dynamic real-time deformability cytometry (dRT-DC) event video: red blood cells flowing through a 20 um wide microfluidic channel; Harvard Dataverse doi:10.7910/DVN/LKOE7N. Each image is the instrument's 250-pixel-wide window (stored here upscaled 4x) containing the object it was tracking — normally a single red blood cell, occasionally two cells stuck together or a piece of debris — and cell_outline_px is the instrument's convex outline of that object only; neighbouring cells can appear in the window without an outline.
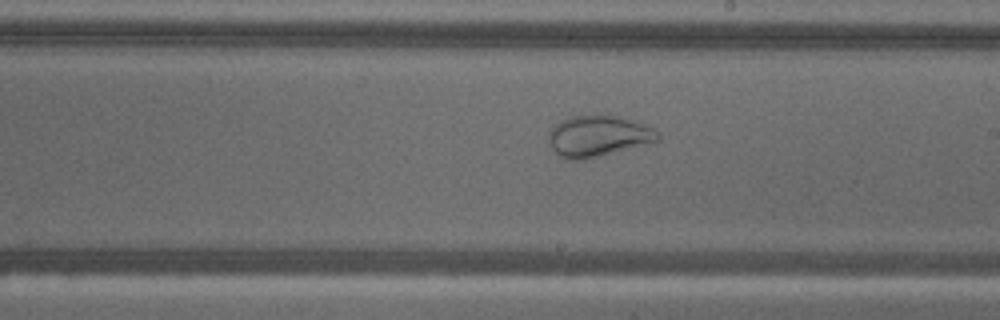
{"species": "common noctule bat (a hibernating species)", "species_latin": "Nyctalus noctula", "temperature_condition": "warm", "stored_images_in_passage": 56, "camera_frame_rate_fps": 3000, "um_per_image_px": 0.085, "animal": {"sex": "male", "body_mass_g": 18.8}, "frame": {"image": 1, "passage_image": 32, "time_ms": 10.333, "image_size_px": [1000, 320], "cell_outline_px": [[660, 140], [584, 160], [572, 160], [560, 156], [552, 148], [548, 140], [548, 132], [552, 124], [568, 116], [592, 112], [620, 116], [656, 128], [660, 132]], "centroid_in_image_um": [50.82, 11.51], "position_along_channel_um": 238.2, "area_um2": 26.99}}
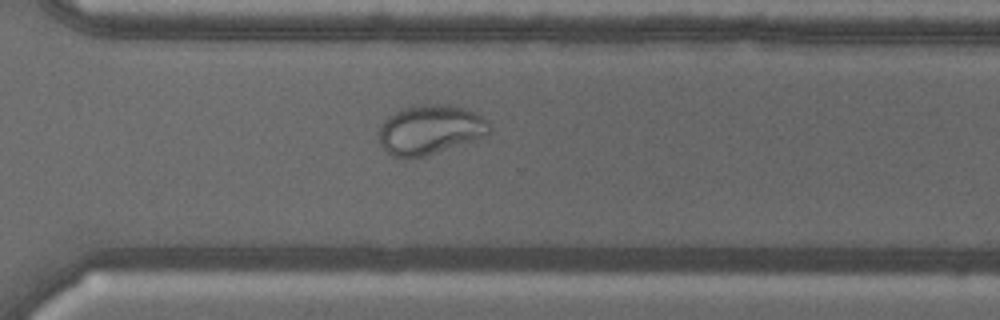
{"frame": {"image": 2, "passage_image": 40, "time_ms": 13.0, "image_size_px": [1000, 320], "cell_outline_px": [[492, 132], [488, 136], [424, 156], [408, 160], [404, 160], [392, 156], [380, 144], [376, 132], [380, 124], [388, 116], [404, 108], [424, 104], [448, 104], [464, 108], [488, 120], [492, 124]], "centroid_in_image_um": [36.55, 11.05], "position_along_channel_um": 334.0, "area_um2": 32.48}}